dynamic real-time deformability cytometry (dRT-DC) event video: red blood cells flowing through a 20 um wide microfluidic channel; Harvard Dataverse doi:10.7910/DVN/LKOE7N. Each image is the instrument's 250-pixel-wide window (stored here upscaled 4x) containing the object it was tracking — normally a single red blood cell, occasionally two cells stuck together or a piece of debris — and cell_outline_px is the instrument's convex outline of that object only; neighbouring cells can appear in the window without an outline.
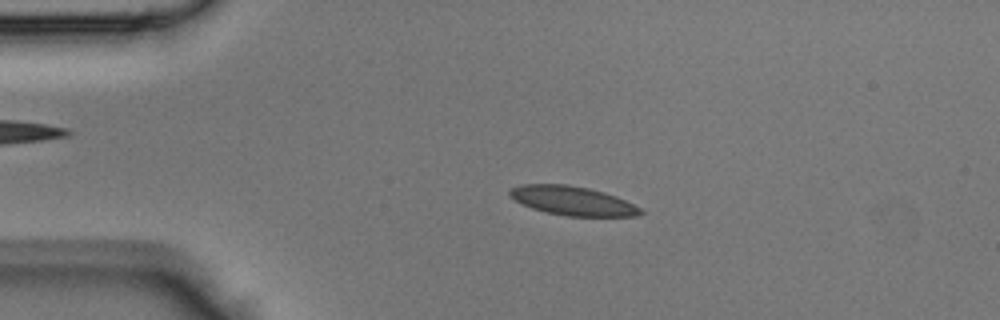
{"species": "Egyptian fruit bat (a non-hibernating species)", "species_latin": "Rousettus aegyptiacus", "temperature_condition": "room temperature", "stored_images_in_passage": 44, "camera_frame_rate_fps": 3000, "um_per_image_px": 0.085, "animal": {"sex": "male"}, "frame": {"image": 1, "passage_image": 9, "time_ms": 2.667, "image_size_px": [1000, 320], "cell_outline_px": [[644, 212], [636, 216], [568, 216], [548, 212], [532, 208], [508, 196], [508, 192], [512, 188], [520, 184], [568, 184], [588, 188], [604, 192], [616, 196], [640, 208]], "centroid_in_image_um": [48.65, 17.05], "position_along_channel_um": 36.3, "area_um2": 21.91}}
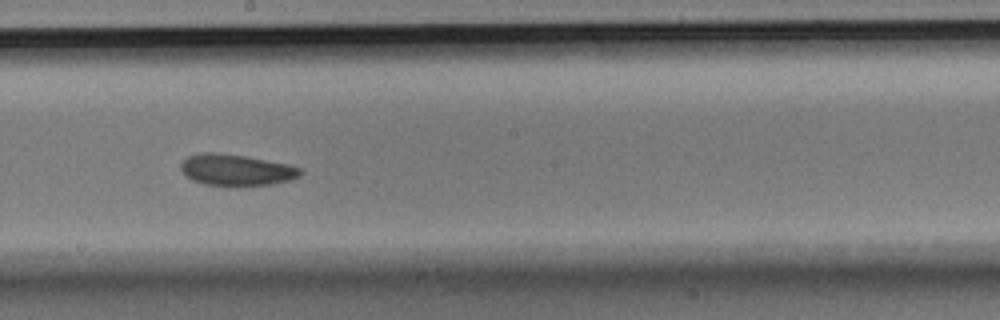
{"frame": {"image": 2, "passage_image": 24, "time_ms": 7.667, "image_size_px": [1000, 320], "cell_outline_px": [[304, 172], [300, 176], [292, 180], [272, 184], [236, 188], [232, 188], [204, 184], [192, 180], [180, 168], [180, 164], [188, 156], [200, 152], [220, 152], [244, 156], [288, 164], [300, 168]], "centroid_in_image_um": [20.1, 14.48], "position_along_channel_um": 228.1, "area_um2": 22.48}}
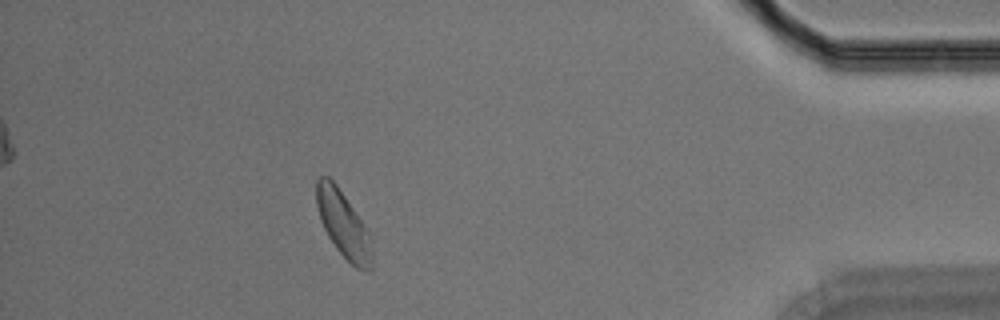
{"frame": {"image": 3, "passage_image": 39, "time_ms": 12.667, "image_size_px": [1000, 320], "cell_outline_px": [[372, 268], [356, 268], [336, 248], [328, 236], [320, 220], [316, 204], [316, 180], [320, 176], [328, 176], [336, 184], [372, 236]], "centroid_in_image_um": [29.18, 19.05], "position_along_channel_um": 406.0, "area_um2": 21.21}}